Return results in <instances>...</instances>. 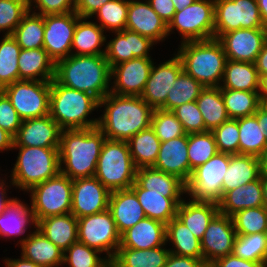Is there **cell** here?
I'll return each instance as SVG.
<instances>
[{"label": "cell", "instance_id": "obj_15", "mask_svg": "<svg viewBox=\"0 0 267 267\" xmlns=\"http://www.w3.org/2000/svg\"><path fill=\"white\" fill-rule=\"evenodd\" d=\"M111 191L95 176L77 178L72 183V213L77 219L108 209Z\"/></svg>", "mask_w": 267, "mask_h": 267}, {"label": "cell", "instance_id": "obj_68", "mask_svg": "<svg viewBox=\"0 0 267 267\" xmlns=\"http://www.w3.org/2000/svg\"><path fill=\"white\" fill-rule=\"evenodd\" d=\"M261 176H267V145L259 156Z\"/></svg>", "mask_w": 267, "mask_h": 267}, {"label": "cell", "instance_id": "obj_13", "mask_svg": "<svg viewBox=\"0 0 267 267\" xmlns=\"http://www.w3.org/2000/svg\"><path fill=\"white\" fill-rule=\"evenodd\" d=\"M174 28L182 35V43L214 38V0H197L175 12L168 24V35Z\"/></svg>", "mask_w": 267, "mask_h": 267}, {"label": "cell", "instance_id": "obj_23", "mask_svg": "<svg viewBox=\"0 0 267 267\" xmlns=\"http://www.w3.org/2000/svg\"><path fill=\"white\" fill-rule=\"evenodd\" d=\"M137 196L146 217L167 224L177 215L186 192H155L141 188L136 182L130 188Z\"/></svg>", "mask_w": 267, "mask_h": 267}, {"label": "cell", "instance_id": "obj_48", "mask_svg": "<svg viewBox=\"0 0 267 267\" xmlns=\"http://www.w3.org/2000/svg\"><path fill=\"white\" fill-rule=\"evenodd\" d=\"M237 235L267 233V207L259 206L238 211L231 216Z\"/></svg>", "mask_w": 267, "mask_h": 267}, {"label": "cell", "instance_id": "obj_2", "mask_svg": "<svg viewBox=\"0 0 267 267\" xmlns=\"http://www.w3.org/2000/svg\"><path fill=\"white\" fill-rule=\"evenodd\" d=\"M105 139L106 136L98 127L62 130L60 173L72 180L94 176Z\"/></svg>", "mask_w": 267, "mask_h": 267}, {"label": "cell", "instance_id": "obj_31", "mask_svg": "<svg viewBox=\"0 0 267 267\" xmlns=\"http://www.w3.org/2000/svg\"><path fill=\"white\" fill-rule=\"evenodd\" d=\"M185 201L182 200L179 204L176 217L188 227L194 236L201 240L209 223L219 213L218 204L194 200Z\"/></svg>", "mask_w": 267, "mask_h": 267}, {"label": "cell", "instance_id": "obj_14", "mask_svg": "<svg viewBox=\"0 0 267 267\" xmlns=\"http://www.w3.org/2000/svg\"><path fill=\"white\" fill-rule=\"evenodd\" d=\"M79 16L76 12L43 16V48L55 63L71 55L74 31Z\"/></svg>", "mask_w": 267, "mask_h": 267}, {"label": "cell", "instance_id": "obj_60", "mask_svg": "<svg viewBox=\"0 0 267 267\" xmlns=\"http://www.w3.org/2000/svg\"><path fill=\"white\" fill-rule=\"evenodd\" d=\"M203 258L180 256L170 253L164 267H203Z\"/></svg>", "mask_w": 267, "mask_h": 267}, {"label": "cell", "instance_id": "obj_3", "mask_svg": "<svg viewBox=\"0 0 267 267\" xmlns=\"http://www.w3.org/2000/svg\"><path fill=\"white\" fill-rule=\"evenodd\" d=\"M70 89L86 92L98 101L110 93L111 68L104 54L70 55L56 62L55 78Z\"/></svg>", "mask_w": 267, "mask_h": 267}, {"label": "cell", "instance_id": "obj_52", "mask_svg": "<svg viewBox=\"0 0 267 267\" xmlns=\"http://www.w3.org/2000/svg\"><path fill=\"white\" fill-rule=\"evenodd\" d=\"M29 11V0H0V32L12 35Z\"/></svg>", "mask_w": 267, "mask_h": 267}, {"label": "cell", "instance_id": "obj_22", "mask_svg": "<svg viewBox=\"0 0 267 267\" xmlns=\"http://www.w3.org/2000/svg\"><path fill=\"white\" fill-rule=\"evenodd\" d=\"M126 29L149 38L155 44L169 36L168 25L154 12L147 0H129Z\"/></svg>", "mask_w": 267, "mask_h": 267}, {"label": "cell", "instance_id": "obj_33", "mask_svg": "<svg viewBox=\"0 0 267 267\" xmlns=\"http://www.w3.org/2000/svg\"><path fill=\"white\" fill-rule=\"evenodd\" d=\"M87 19L89 18H78L73 36L71 55L105 54V50L100 48L107 40L104 30L97 23L86 21ZM75 49L76 52L73 51Z\"/></svg>", "mask_w": 267, "mask_h": 267}, {"label": "cell", "instance_id": "obj_73", "mask_svg": "<svg viewBox=\"0 0 267 267\" xmlns=\"http://www.w3.org/2000/svg\"><path fill=\"white\" fill-rule=\"evenodd\" d=\"M203 267H212L211 264H205Z\"/></svg>", "mask_w": 267, "mask_h": 267}, {"label": "cell", "instance_id": "obj_37", "mask_svg": "<svg viewBox=\"0 0 267 267\" xmlns=\"http://www.w3.org/2000/svg\"><path fill=\"white\" fill-rule=\"evenodd\" d=\"M171 242L173 248L170 253L189 256L194 258H203L201 241L180 221L177 217L171 219L166 224V242Z\"/></svg>", "mask_w": 267, "mask_h": 267}, {"label": "cell", "instance_id": "obj_55", "mask_svg": "<svg viewBox=\"0 0 267 267\" xmlns=\"http://www.w3.org/2000/svg\"><path fill=\"white\" fill-rule=\"evenodd\" d=\"M22 121L10 100L0 90V127L15 137Z\"/></svg>", "mask_w": 267, "mask_h": 267}, {"label": "cell", "instance_id": "obj_39", "mask_svg": "<svg viewBox=\"0 0 267 267\" xmlns=\"http://www.w3.org/2000/svg\"><path fill=\"white\" fill-rule=\"evenodd\" d=\"M127 143L132 160L137 168L154 165L158 157L161 141L151 127L138 132Z\"/></svg>", "mask_w": 267, "mask_h": 267}, {"label": "cell", "instance_id": "obj_7", "mask_svg": "<svg viewBox=\"0 0 267 267\" xmlns=\"http://www.w3.org/2000/svg\"><path fill=\"white\" fill-rule=\"evenodd\" d=\"M137 167L127 141L105 139L95 177L110 191L130 189L135 183Z\"/></svg>", "mask_w": 267, "mask_h": 267}, {"label": "cell", "instance_id": "obj_46", "mask_svg": "<svg viewBox=\"0 0 267 267\" xmlns=\"http://www.w3.org/2000/svg\"><path fill=\"white\" fill-rule=\"evenodd\" d=\"M218 152L214 135L211 131L188 134V159L190 177L192 171L206 163Z\"/></svg>", "mask_w": 267, "mask_h": 267}, {"label": "cell", "instance_id": "obj_26", "mask_svg": "<svg viewBox=\"0 0 267 267\" xmlns=\"http://www.w3.org/2000/svg\"><path fill=\"white\" fill-rule=\"evenodd\" d=\"M108 210L120 235L146 217L136 194L131 189L111 191Z\"/></svg>", "mask_w": 267, "mask_h": 267}, {"label": "cell", "instance_id": "obj_6", "mask_svg": "<svg viewBox=\"0 0 267 267\" xmlns=\"http://www.w3.org/2000/svg\"><path fill=\"white\" fill-rule=\"evenodd\" d=\"M13 148H19V153L11 172L10 183L20 190L28 192L33 186L55 177L60 172L59 148Z\"/></svg>", "mask_w": 267, "mask_h": 267}, {"label": "cell", "instance_id": "obj_1", "mask_svg": "<svg viewBox=\"0 0 267 267\" xmlns=\"http://www.w3.org/2000/svg\"><path fill=\"white\" fill-rule=\"evenodd\" d=\"M105 107L97 127L109 140L128 141L138 132L151 127L154 109L141 96L107 94L99 101Z\"/></svg>", "mask_w": 267, "mask_h": 267}, {"label": "cell", "instance_id": "obj_54", "mask_svg": "<svg viewBox=\"0 0 267 267\" xmlns=\"http://www.w3.org/2000/svg\"><path fill=\"white\" fill-rule=\"evenodd\" d=\"M181 122L186 134L207 132L196 101L184 103L172 111Z\"/></svg>", "mask_w": 267, "mask_h": 267}, {"label": "cell", "instance_id": "obj_71", "mask_svg": "<svg viewBox=\"0 0 267 267\" xmlns=\"http://www.w3.org/2000/svg\"><path fill=\"white\" fill-rule=\"evenodd\" d=\"M261 103L267 108V100H261Z\"/></svg>", "mask_w": 267, "mask_h": 267}, {"label": "cell", "instance_id": "obj_44", "mask_svg": "<svg viewBox=\"0 0 267 267\" xmlns=\"http://www.w3.org/2000/svg\"><path fill=\"white\" fill-rule=\"evenodd\" d=\"M204 88L201 83L183 70L170 88L166 103L160 109L173 111L184 103L196 101Z\"/></svg>", "mask_w": 267, "mask_h": 267}, {"label": "cell", "instance_id": "obj_65", "mask_svg": "<svg viewBox=\"0 0 267 267\" xmlns=\"http://www.w3.org/2000/svg\"><path fill=\"white\" fill-rule=\"evenodd\" d=\"M254 115L257 117L259 126L265 130V138L267 140V108L261 104Z\"/></svg>", "mask_w": 267, "mask_h": 267}, {"label": "cell", "instance_id": "obj_30", "mask_svg": "<svg viewBox=\"0 0 267 267\" xmlns=\"http://www.w3.org/2000/svg\"><path fill=\"white\" fill-rule=\"evenodd\" d=\"M55 66V61L44 48L21 49L18 57L19 80L52 81Z\"/></svg>", "mask_w": 267, "mask_h": 267}, {"label": "cell", "instance_id": "obj_64", "mask_svg": "<svg viewBox=\"0 0 267 267\" xmlns=\"http://www.w3.org/2000/svg\"><path fill=\"white\" fill-rule=\"evenodd\" d=\"M0 181H1L0 182V215H1L15 198L12 199L6 196L7 195L6 189L8 185L7 186L5 185V179L4 180L0 179Z\"/></svg>", "mask_w": 267, "mask_h": 267}, {"label": "cell", "instance_id": "obj_9", "mask_svg": "<svg viewBox=\"0 0 267 267\" xmlns=\"http://www.w3.org/2000/svg\"><path fill=\"white\" fill-rule=\"evenodd\" d=\"M51 81L18 80L1 91L22 120L41 118L50 113Z\"/></svg>", "mask_w": 267, "mask_h": 267}, {"label": "cell", "instance_id": "obj_25", "mask_svg": "<svg viewBox=\"0 0 267 267\" xmlns=\"http://www.w3.org/2000/svg\"><path fill=\"white\" fill-rule=\"evenodd\" d=\"M166 243V224L145 217L121 234L119 247L152 249Z\"/></svg>", "mask_w": 267, "mask_h": 267}, {"label": "cell", "instance_id": "obj_42", "mask_svg": "<svg viewBox=\"0 0 267 267\" xmlns=\"http://www.w3.org/2000/svg\"><path fill=\"white\" fill-rule=\"evenodd\" d=\"M45 24L43 15L29 10L22 18L20 24L14 30L12 36L21 49L43 48Z\"/></svg>", "mask_w": 267, "mask_h": 267}, {"label": "cell", "instance_id": "obj_67", "mask_svg": "<svg viewBox=\"0 0 267 267\" xmlns=\"http://www.w3.org/2000/svg\"><path fill=\"white\" fill-rule=\"evenodd\" d=\"M264 27L267 28V0H256Z\"/></svg>", "mask_w": 267, "mask_h": 267}, {"label": "cell", "instance_id": "obj_16", "mask_svg": "<svg viewBox=\"0 0 267 267\" xmlns=\"http://www.w3.org/2000/svg\"><path fill=\"white\" fill-rule=\"evenodd\" d=\"M151 57H135L111 68V93L121 96H141L153 65Z\"/></svg>", "mask_w": 267, "mask_h": 267}, {"label": "cell", "instance_id": "obj_18", "mask_svg": "<svg viewBox=\"0 0 267 267\" xmlns=\"http://www.w3.org/2000/svg\"><path fill=\"white\" fill-rule=\"evenodd\" d=\"M218 40L227 60L255 63L267 41V29L233 30L223 34Z\"/></svg>", "mask_w": 267, "mask_h": 267}, {"label": "cell", "instance_id": "obj_56", "mask_svg": "<svg viewBox=\"0 0 267 267\" xmlns=\"http://www.w3.org/2000/svg\"><path fill=\"white\" fill-rule=\"evenodd\" d=\"M32 5L39 10L37 14L43 16L75 12V0H29L30 11L33 9Z\"/></svg>", "mask_w": 267, "mask_h": 267}, {"label": "cell", "instance_id": "obj_32", "mask_svg": "<svg viewBox=\"0 0 267 267\" xmlns=\"http://www.w3.org/2000/svg\"><path fill=\"white\" fill-rule=\"evenodd\" d=\"M261 176L259 157L230 154L228 169L223 177V195L239 186L257 180Z\"/></svg>", "mask_w": 267, "mask_h": 267}, {"label": "cell", "instance_id": "obj_21", "mask_svg": "<svg viewBox=\"0 0 267 267\" xmlns=\"http://www.w3.org/2000/svg\"><path fill=\"white\" fill-rule=\"evenodd\" d=\"M112 33L116 34L115 38L107 42L104 48L110 68L135 57H151L149 51L155 44L149 38L128 29Z\"/></svg>", "mask_w": 267, "mask_h": 267}, {"label": "cell", "instance_id": "obj_53", "mask_svg": "<svg viewBox=\"0 0 267 267\" xmlns=\"http://www.w3.org/2000/svg\"><path fill=\"white\" fill-rule=\"evenodd\" d=\"M214 135L218 152L238 154L239 128L238 119H228L211 131Z\"/></svg>", "mask_w": 267, "mask_h": 267}, {"label": "cell", "instance_id": "obj_50", "mask_svg": "<svg viewBox=\"0 0 267 267\" xmlns=\"http://www.w3.org/2000/svg\"><path fill=\"white\" fill-rule=\"evenodd\" d=\"M102 254L79 241L73 243L63 254V264L69 267H105L110 261Z\"/></svg>", "mask_w": 267, "mask_h": 267}, {"label": "cell", "instance_id": "obj_69", "mask_svg": "<svg viewBox=\"0 0 267 267\" xmlns=\"http://www.w3.org/2000/svg\"><path fill=\"white\" fill-rule=\"evenodd\" d=\"M197 0H172L176 12L183 10L184 8L192 5Z\"/></svg>", "mask_w": 267, "mask_h": 267}, {"label": "cell", "instance_id": "obj_70", "mask_svg": "<svg viewBox=\"0 0 267 267\" xmlns=\"http://www.w3.org/2000/svg\"><path fill=\"white\" fill-rule=\"evenodd\" d=\"M262 186L264 205L267 207V176H262Z\"/></svg>", "mask_w": 267, "mask_h": 267}, {"label": "cell", "instance_id": "obj_35", "mask_svg": "<svg viewBox=\"0 0 267 267\" xmlns=\"http://www.w3.org/2000/svg\"><path fill=\"white\" fill-rule=\"evenodd\" d=\"M163 247L152 249L118 247L111 262L115 267H164L170 251Z\"/></svg>", "mask_w": 267, "mask_h": 267}, {"label": "cell", "instance_id": "obj_47", "mask_svg": "<svg viewBox=\"0 0 267 267\" xmlns=\"http://www.w3.org/2000/svg\"><path fill=\"white\" fill-rule=\"evenodd\" d=\"M233 254L242 259L267 264V233L237 235Z\"/></svg>", "mask_w": 267, "mask_h": 267}, {"label": "cell", "instance_id": "obj_27", "mask_svg": "<svg viewBox=\"0 0 267 267\" xmlns=\"http://www.w3.org/2000/svg\"><path fill=\"white\" fill-rule=\"evenodd\" d=\"M21 255L43 267H59L64 252L46 238L38 229L19 240Z\"/></svg>", "mask_w": 267, "mask_h": 267}, {"label": "cell", "instance_id": "obj_66", "mask_svg": "<svg viewBox=\"0 0 267 267\" xmlns=\"http://www.w3.org/2000/svg\"><path fill=\"white\" fill-rule=\"evenodd\" d=\"M259 90L260 100H267V75H259Z\"/></svg>", "mask_w": 267, "mask_h": 267}, {"label": "cell", "instance_id": "obj_17", "mask_svg": "<svg viewBox=\"0 0 267 267\" xmlns=\"http://www.w3.org/2000/svg\"><path fill=\"white\" fill-rule=\"evenodd\" d=\"M237 234L230 216L218 213L209 223L201 241L205 264L233 253Z\"/></svg>", "mask_w": 267, "mask_h": 267}, {"label": "cell", "instance_id": "obj_45", "mask_svg": "<svg viewBox=\"0 0 267 267\" xmlns=\"http://www.w3.org/2000/svg\"><path fill=\"white\" fill-rule=\"evenodd\" d=\"M21 48L12 35L0 41V90L19 80L18 57Z\"/></svg>", "mask_w": 267, "mask_h": 267}, {"label": "cell", "instance_id": "obj_20", "mask_svg": "<svg viewBox=\"0 0 267 267\" xmlns=\"http://www.w3.org/2000/svg\"><path fill=\"white\" fill-rule=\"evenodd\" d=\"M62 129L50 115L23 120L14 146L59 148Z\"/></svg>", "mask_w": 267, "mask_h": 267}, {"label": "cell", "instance_id": "obj_4", "mask_svg": "<svg viewBox=\"0 0 267 267\" xmlns=\"http://www.w3.org/2000/svg\"><path fill=\"white\" fill-rule=\"evenodd\" d=\"M176 53L183 70L204 87H219L222 83L227 57L218 39L181 43Z\"/></svg>", "mask_w": 267, "mask_h": 267}, {"label": "cell", "instance_id": "obj_19", "mask_svg": "<svg viewBox=\"0 0 267 267\" xmlns=\"http://www.w3.org/2000/svg\"><path fill=\"white\" fill-rule=\"evenodd\" d=\"M162 63L157 67L153 63L141 95V98L153 109H160L166 103L170 88L183 71L182 61L177 54L172 59Z\"/></svg>", "mask_w": 267, "mask_h": 267}, {"label": "cell", "instance_id": "obj_8", "mask_svg": "<svg viewBox=\"0 0 267 267\" xmlns=\"http://www.w3.org/2000/svg\"><path fill=\"white\" fill-rule=\"evenodd\" d=\"M73 180L62 173L42 183L33 186L31 193V208L35 219H40L70 213L72 207Z\"/></svg>", "mask_w": 267, "mask_h": 267}, {"label": "cell", "instance_id": "obj_63", "mask_svg": "<svg viewBox=\"0 0 267 267\" xmlns=\"http://www.w3.org/2000/svg\"><path fill=\"white\" fill-rule=\"evenodd\" d=\"M14 137L0 127V151L13 149Z\"/></svg>", "mask_w": 267, "mask_h": 267}, {"label": "cell", "instance_id": "obj_49", "mask_svg": "<svg viewBox=\"0 0 267 267\" xmlns=\"http://www.w3.org/2000/svg\"><path fill=\"white\" fill-rule=\"evenodd\" d=\"M129 0H111L104 4L94 15L104 30L122 31L126 29Z\"/></svg>", "mask_w": 267, "mask_h": 267}, {"label": "cell", "instance_id": "obj_5", "mask_svg": "<svg viewBox=\"0 0 267 267\" xmlns=\"http://www.w3.org/2000/svg\"><path fill=\"white\" fill-rule=\"evenodd\" d=\"M98 107L94 96L65 87L55 79L51 81L49 115L62 130L97 127L98 118L87 117Z\"/></svg>", "mask_w": 267, "mask_h": 267}, {"label": "cell", "instance_id": "obj_11", "mask_svg": "<svg viewBox=\"0 0 267 267\" xmlns=\"http://www.w3.org/2000/svg\"><path fill=\"white\" fill-rule=\"evenodd\" d=\"M238 29H267L256 0H214V38Z\"/></svg>", "mask_w": 267, "mask_h": 267}, {"label": "cell", "instance_id": "obj_38", "mask_svg": "<svg viewBox=\"0 0 267 267\" xmlns=\"http://www.w3.org/2000/svg\"><path fill=\"white\" fill-rule=\"evenodd\" d=\"M196 102L207 131H212L229 119L220 87H205Z\"/></svg>", "mask_w": 267, "mask_h": 267}, {"label": "cell", "instance_id": "obj_58", "mask_svg": "<svg viewBox=\"0 0 267 267\" xmlns=\"http://www.w3.org/2000/svg\"><path fill=\"white\" fill-rule=\"evenodd\" d=\"M154 10V12L164 21L165 24H169L176 12L175 6L172 0H147Z\"/></svg>", "mask_w": 267, "mask_h": 267}, {"label": "cell", "instance_id": "obj_24", "mask_svg": "<svg viewBox=\"0 0 267 267\" xmlns=\"http://www.w3.org/2000/svg\"><path fill=\"white\" fill-rule=\"evenodd\" d=\"M188 134L161 142L158 157L152 167L175 175L185 184L190 179L188 159Z\"/></svg>", "mask_w": 267, "mask_h": 267}, {"label": "cell", "instance_id": "obj_43", "mask_svg": "<svg viewBox=\"0 0 267 267\" xmlns=\"http://www.w3.org/2000/svg\"><path fill=\"white\" fill-rule=\"evenodd\" d=\"M221 93L230 119L252 116L262 104L258 92L221 89Z\"/></svg>", "mask_w": 267, "mask_h": 267}, {"label": "cell", "instance_id": "obj_10", "mask_svg": "<svg viewBox=\"0 0 267 267\" xmlns=\"http://www.w3.org/2000/svg\"><path fill=\"white\" fill-rule=\"evenodd\" d=\"M230 154L217 152L206 163L192 171L185 184L186 193L194 201L219 203L223 197V177L228 169Z\"/></svg>", "mask_w": 267, "mask_h": 267}, {"label": "cell", "instance_id": "obj_41", "mask_svg": "<svg viewBox=\"0 0 267 267\" xmlns=\"http://www.w3.org/2000/svg\"><path fill=\"white\" fill-rule=\"evenodd\" d=\"M135 182L141 188L155 192H186L182 180L152 166L137 168Z\"/></svg>", "mask_w": 267, "mask_h": 267}, {"label": "cell", "instance_id": "obj_59", "mask_svg": "<svg viewBox=\"0 0 267 267\" xmlns=\"http://www.w3.org/2000/svg\"><path fill=\"white\" fill-rule=\"evenodd\" d=\"M109 1L111 0H75V12L79 17L92 18Z\"/></svg>", "mask_w": 267, "mask_h": 267}, {"label": "cell", "instance_id": "obj_29", "mask_svg": "<svg viewBox=\"0 0 267 267\" xmlns=\"http://www.w3.org/2000/svg\"><path fill=\"white\" fill-rule=\"evenodd\" d=\"M36 229L63 252L78 241V221L72 213L40 219Z\"/></svg>", "mask_w": 267, "mask_h": 267}, {"label": "cell", "instance_id": "obj_36", "mask_svg": "<svg viewBox=\"0 0 267 267\" xmlns=\"http://www.w3.org/2000/svg\"><path fill=\"white\" fill-rule=\"evenodd\" d=\"M30 224L37 228L32 208L15 198L0 215V236L11 238L24 235Z\"/></svg>", "mask_w": 267, "mask_h": 267}, {"label": "cell", "instance_id": "obj_12", "mask_svg": "<svg viewBox=\"0 0 267 267\" xmlns=\"http://www.w3.org/2000/svg\"><path fill=\"white\" fill-rule=\"evenodd\" d=\"M78 221V241L90 248L105 252L110 262L113 260L120 246L121 235L111 212H104L83 216Z\"/></svg>", "mask_w": 267, "mask_h": 267}, {"label": "cell", "instance_id": "obj_61", "mask_svg": "<svg viewBox=\"0 0 267 267\" xmlns=\"http://www.w3.org/2000/svg\"><path fill=\"white\" fill-rule=\"evenodd\" d=\"M255 66L259 75H267V41L256 58Z\"/></svg>", "mask_w": 267, "mask_h": 267}, {"label": "cell", "instance_id": "obj_62", "mask_svg": "<svg viewBox=\"0 0 267 267\" xmlns=\"http://www.w3.org/2000/svg\"><path fill=\"white\" fill-rule=\"evenodd\" d=\"M5 262V266L6 267H43V266H40V265H37L36 263L32 262L31 260H28L26 258H24L22 255H21V258H17V259H5L4 260Z\"/></svg>", "mask_w": 267, "mask_h": 267}, {"label": "cell", "instance_id": "obj_34", "mask_svg": "<svg viewBox=\"0 0 267 267\" xmlns=\"http://www.w3.org/2000/svg\"><path fill=\"white\" fill-rule=\"evenodd\" d=\"M259 73L255 63L227 60L221 89L258 92Z\"/></svg>", "mask_w": 267, "mask_h": 267}, {"label": "cell", "instance_id": "obj_28", "mask_svg": "<svg viewBox=\"0 0 267 267\" xmlns=\"http://www.w3.org/2000/svg\"><path fill=\"white\" fill-rule=\"evenodd\" d=\"M264 205L262 176L226 192L218 203L219 213L232 216L238 211Z\"/></svg>", "mask_w": 267, "mask_h": 267}, {"label": "cell", "instance_id": "obj_57", "mask_svg": "<svg viewBox=\"0 0 267 267\" xmlns=\"http://www.w3.org/2000/svg\"><path fill=\"white\" fill-rule=\"evenodd\" d=\"M264 262H255L242 259L233 253L219 258L211 263L212 267H266Z\"/></svg>", "mask_w": 267, "mask_h": 267}, {"label": "cell", "instance_id": "obj_72", "mask_svg": "<svg viewBox=\"0 0 267 267\" xmlns=\"http://www.w3.org/2000/svg\"><path fill=\"white\" fill-rule=\"evenodd\" d=\"M105 267H115L112 262H109Z\"/></svg>", "mask_w": 267, "mask_h": 267}, {"label": "cell", "instance_id": "obj_40", "mask_svg": "<svg viewBox=\"0 0 267 267\" xmlns=\"http://www.w3.org/2000/svg\"><path fill=\"white\" fill-rule=\"evenodd\" d=\"M238 154L259 157L267 145L265 130L259 126L255 115L238 119Z\"/></svg>", "mask_w": 267, "mask_h": 267}, {"label": "cell", "instance_id": "obj_51", "mask_svg": "<svg viewBox=\"0 0 267 267\" xmlns=\"http://www.w3.org/2000/svg\"><path fill=\"white\" fill-rule=\"evenodd\" d=\"M151 128L161 142L186 134L181 122L176 118L175 114L172 111L163 109H154L151 119Z\"/></svg>", "mask_w": 267, "mask_h": 267}]
</instances>
